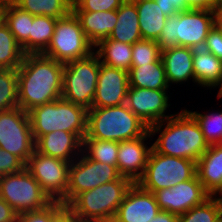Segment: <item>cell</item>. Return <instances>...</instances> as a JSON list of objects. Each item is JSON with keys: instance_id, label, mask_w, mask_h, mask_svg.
Listing matches in <instances>:
<instances>
[{"instance_id": "6da1fadb", "label": "cell", "mask_w": 222, "mask_h": 222, "mask_svg": "<svg viewBox=\"0 0 222 222\" xmlns=\"http://www.w3.org/2000/svg\"><path fill=\"white\" fill-rule=\"evenodd\" d=\"M64 63L40 54H25L17 69L18 107L28 112L61 98Z\"/></svg>"}, {"instance_id": "7a4b0ae2", "label": "cell", "mask_w": 222, "mask_h": 222, "mask_svg": "<svg viewBox=\"0 0 222 222\" xmlns=\"http://www.w3.org/2000/svg\"><path fill=\"white\" fill-rule=\"evenodd\" d=\"M149 133L151 137L160 134L151 146L155 152L166 156L197 162L209 148L198 122L187 109L149 126Z\"/></svg>"}, {"instance_id": "3957f363", "label": "cell", "mask_w": 222, "mask_h": 222, "mask_svg": "<svg viewBox=\"0 0 222 222\" xmlns=\"http://www.w3.org/2000/svg\"><path fill=\"white\" fill-rule=\"evenodd\" d=\"M132 184L121 176L78 194L66 207L79 222H112Z\"/></svg>"}, {"instance_id": "277c9868", "label": "cell", "mask_w": 222, "mask_h": 222, "mask_svg": "<svg viewBox=\"0 0 222 222\" xmlns=\"http://www.w3.org/2000/svg\"><path fill=\"white\" fill-rule=\"evenodd\" d=\"M148 131L149 126L124 104L89 109L84 138L121 142L144 136Z\"/></svg>"}, {"instance_id": "5b68a950", "label": "cell", "mask_w": 222, "mask_h": 222, "mask_svg": "<svg viewBox=\"0 0 222 222\" xmlns=\"http://www.w3.org/2000/svg\"><path fill=\"white\" fill-rule=\"evenodd\" d=\"M88 110L62 97L28 111L33 139L62 130L75 133L82 141L87 131Z\"/></svg>"}, {"instance_id": "8992f818", "label": "cell", "mask_w": 222, "mask_h": 222, "mask_svg": "<svg viewBox=\"0 0 222 222\" xmlns=\"http://www.w3.org/2000/svg\"><path fill=\"white\" fill-rule=\"evenodd\" d=\"M215 24L214 10H185L167 17L156 42L161 49L174 46L203 48L206 37Z\"/></svg>"}, {"instance_id": "52a82bcc", "label": "cell", "mask_w": 222, "mask_h": 222, "mask_svg": "<svg viewBox=\"0 0 222 222\" xmlns=\"http://www.w3.org/2000/svg\"><path fill=\"white\" fill-rule=\"evenodd\" d=\"M100 60L95 52L64 64L61 97L87 110L92 108Z\"/></svg>"}, {"instance_id": "ba28073f", "label": "cell", "mask_w": 222, "mask_h": 222, "mask_svg": "<svg viewBox=\"0 0 222 222\" xmlns=\"http://www.w3.org/2000/svg\"><path fill=\"white\" fill-rule=\"evenodd\" d=\"M196 162L159 154L151 149L143 176L137 184L149 192L171 188L196 176Z\"/></svg>"}, {"instance_id": "9c48e42d", "label": "cell", "mask_w": 222, "mask_h": 222, "mask_svg": "<svg viewBox=\"0 0 222 222\" xmlns=\"http://www.w3.org/2000/svg\"><path fill=\"white\" fill-rule=\"evenodd\" d=\"M92 52L94 45L87 39L78 18L71 11L57 19L52 40L42 54L65 64L85 58Z\"/></svg>"}, {"instance_id": "30bf717a", "label": "cell", "mask_w": 222, "mask_h": 222, "mask_svg": "<svg viewBox=\"0 0 222 222\" xmlns=\"http://www.w3.org/2000/svg\"><path fill=\"white\" fill-rule=\"evenodd\" d=\"M0 196L17 215L41 210L53 202L26 168L0 177Z\"/></svg>"}, {"instance_id": "8fae6325", "label": "cell", "mask_w": 222, "mask_h": 222, "mask_svg": "<svg viewBox=\"0 0 222 222\" xmlns=\"http://www.w3.org/2000/svg\"><path fill=\"white\" fill-rule=\"evenodd\" d=\"M0 148L25 164L35 150L28 112L20 107L0 112Z\"/></svg>"}, {"instance_id": "7c38bea8", "label": "cell", "mask_w": 222, "mask_h": 222, "mask_svg": "<svg viewBox=\"0 0 222 222\" xmlns=\"http://www.w3.org/2000/svg\"><path fill=\"white\" fill-rule=\"evenodd\" d=\"M70 165V162L34 150L25 168L52 201H60L65 205Z\"/></svg>"}, {"instance_id": "4fadbf2b", "label": "cell", "mask_w": 222, "mask_h": 222, "mask_svg": "<svg viewBox=\"0 0 222 222\" xmlns=\"http://www.w3.org/2000/svg\"><path fill=\"white\" fill-rule=\"evenodd\" d=\"M120 177L117 166L94 161L82 151L81 155L71 162L70 165L65 206L78 194L99 185L118 180Z\"/></svg>"}, {"instance_id": "5bb4252c", "label": "cell", "mask_w": 222, "mask_h": 222, "mask_svg": "<svg viewBox=\"0 0 222 222\" xmlns=\"http://www.w3.org/2000/svg\"><path fill=\"white\" fill-rule=\"evenodd\" d=\"M153 194L160 210L176 215L184 214L210 197L197 175L174 187L155 191Z\"/></svg>"}, {"instance_id": "9a60e30c", "label": "cell", "mask_w": 222, "mask_h": 222, "mask_svg": "<svg viewBox=\"0 0 222 222\" xmlns=\"http://www.w3.org/2000/svg\"><path fill=\"white\" fill-rule=\"evenodd\" d=\"M167 90L129 87L127 91V107L148 126L164 121L174 114L166 115L169 104Z\"/></svg>"}, {"instance_id": "2e32d148", "label": "cell", "mask_w": 222, "mask_h": 222, "mask_svg": "<svg viewBox=\"0 0 222 222\" xmlns=\"http://www.w3.org/2000/svg\"><path fill=\"white\" fill-rule=\"evenodd\" d=\"M129 72L100 63V71L92 108L126 104Z\"/></svg>"}, {"instance_id": "e0dca14e", "label": "cell", "mask_w": 222, "mask_h": 222, "mask_svg": "<svg viewBox=\"0 0 222 222\" xmlns=\"http://www.w3.org/2000/svg\"><path fill=\"white\" fill-rule=\"evenodd\" d=\"M159 211L154 194L133 183L112 222H151Z\"/></svg>"}, {"instance_id": "ac0fdd59", "label": "cell", "mask_w": 222, "mask_h": 222, "mask_svg": "<svg viewBox=\"0 0 222 222\" xmlns=\"http://www.w3.org/2000/svg\"><path fill=\"white\" fill-rule=\"evenodd\" d=\"M152 137L149 131L141 137L119 142L117 169L122 177L130 179L133 183L143 176L148 156L152 146L145 141Z\"/></svg>"}, {"instance_id": "d6986e66", "label": "cell", "mask_w": 222, "mask_h": 222, "mask_svg": "<svg viewBox=\"0 0 222 222\" xmlns=\"http://www.w3.org/2000/svg\"><path fill=\"white\" fill-rule=\"evenodd\" d=\"M83 141L75 134L62 130L41 136L35 142V150L54 158L73 162L82 153Z\"/></svg>"}, {"instance_id": "ffe728a7", "label": "cell", "mask_w": 222, "mask_h": 222, "mask_svg": "<svg viewBox=\"0 0 222 222\" xmlns=\"http://www.w3.org/2000/svg\"><path fill=\"white\" fill-rule=\"evenodd\" d=\"M168 85L182 84L189 79L195 83L193 71V48L174 46L161 51Z\"/></svg>"}, {"instance_id": "44dd1931", "label": "cell", "mask_w": 222, "mask_h": 222, "mask_svg": "<svg viewBox=\"0 0 222 222\" xmlns=\"http://www.w3.org/2000/svg\"><path fill=\"white\" fill-rule=\"evenodd\" d=\"M78 18L87 39L95 46L108 38L117 23V10L87 12L72 11Z\"/></svg>"}, {"instance_id": "7402d4cb", "label": "cell", "mask_w": 222, "mask_h": 222, "mask_svg": "<svg viewBox=\"0 0 222 222\" xmlns=\"http://www.w3.org/2000/svg\"><path fill=\"white\" fill-rule=\"evenodd\" d=\"M195 84L203 88H221L222 61L204 48L193 49Z\"/></svg>"}, {"instance_id": "603a6c76", "label": "cell", "mask_w": 222, "mask_h": 222, "mask_svg": "<svg viewBox=\"0 0 222 222\" xmlns=\"http://www.w3.org/2000/svg\"><path fill=\"white\" fill-rule=\"evenodd\" d=\"M196 175L211 195L222 183V144L210 145L196 162Z\"/></svg>"}, {"instance_id": "cb8c5ba5", "label": "cell", "mask_w": 222, "mask_h": 222, "mask_svg": "<svg viewBox=\"0 0 222 222\" xmlns=\"http://www.w3.org/2000/svg\"><path fill=\"white\" fill-rule=\"evenodd\" d=\"M138 19L135 2L125 0L117 9V23L108 38L132 45L141 40Z\"/></svg>"}, {"instance_id": "d4e9b609", "label": "cell", "mask_w": 222, "mask_h": 222, "mask_svg": "<svg viewBox=\"0 0 222 222\" xmlns=\"http://www.w3.org/2000/svg\"><path fill=\"white\" fill-rule=\"evenodd\" d=\"M136 4L142 39L157 41L167 16L155 0H133Z\"/></svg>"}, {"instance_id": "484cf974", "label": "cell", "mask_w": 222, "mask_h": 222, "mask_svg": "<svg viewBox=\"0 0 222 222\" xmlns=\"http://www.w3.org/2000/svg\"><path fill=\"white\" fill-rule=\"evenodd\" d=\"M129 87L168 90L165 67L160 58L155 63L131 66L129 71Z\"/></svg>"}, {"instance_id": "4316f807", "label": "cell", "mask_w": 222, "mask_h": 222, "mask_svg": "<svg viewBox=\"0 0 222 222\" xmlns=\"http://www.w3.org/2000/svg\"><path fill=\"white\" fill-rule=\"evenodd\" d=\"M100 63L110 67L130 71L132 62V44L105 38L94 46Z\"/></svg>"}, {"instance_id": "83f0119b", "label": "cell", "mask_w": 222, "mask_h": 222, "mask_svg": "<svg viewBox=\"0 0 222 222\" xmlns=\"http://www.w3.org/2000/svg\"><path fill=\"white\" fill-rule=\"evenodd\" d=\"M34 16L12 3L6 1L3 13V21L8 26L16 41L21 45L25 54H29V34Z\"/></svg>"}, {"instance_id": "f1b7e54d", "label": "cell", "mask_w": 222, "mask_h": 222, "mask_svg": "<svg viewBox=\"0 0 222 222\" xmlns=\"http://www.w3.org/2000/svg\"><path fill=\"white\" fill-rule=\"evenodd\" d=\"M20 9L33 16L45 15L55 19L67 16L72 11L71 0H10Z\"/></svg>"}, {"instance_id": "f546056e", "label": "cell", "mask_w": 222, "mask_h": 222, "mask_svg": "<svg viewBox=\"0 0 222 222\" xmlns=\"http://www.w3.org/2000/svg\"><path fill=\"white\" fill-rule=\"evenodd\" d=\"M57 19L45 15L34 16L29 34V54L43 53L49 46Z\"/></svg>"}, {"instance_id": "4dcf8cb0", "label": "cell", "mask_w": 222, "mask_h": 222, "mask_svg": "<svg viewBox=\"0 0 222 222\" xmlns=\"http://www.w3.org/2000/svg\"><path fill=\"white\" fill-rule=\"evenodd\" d=\"M25 53L4 21L0 23V69H18Z\"/></svg>"}, {"instance_id": "1f68e13d", "label": "cell", "mask_w": 222, "mask_h": 222, "mask_svg": "<svg viewBox=\"0 0 222 222\" xmlns=\"http://www.w3.org/2000/svg\"><path fill=\"white\" fill-rule=\"evenodd\" d=\"M119 142L84 138L82 151L92 160L117 166Z\"/></svg>"}, {"instance_id": "d6a6232c", "label": "cell", "mask_w": 222, "mask_h": 222, "mask_svg": "<svg viewBox=\"0 0 222 222\" xmlns=\"http://www.w3.org/2000/svg\"><path fill=\"white\" fill-rule=\"evenodd\" d=\"M198 122L208 145L222 144V111L198 113L187 110ZM208 113V114H207Z\"/></svg>"}, {"instance_id": "836d02e7", "label": "cell", "mask_w": 222, "mask_h": 222, "mask_svg": "<svg viewBox=\"0 0 222 222\" xmlns=\"http://www.w3.org/2000/svg\"><path fill=\"white\" fill-rule=\"evenodd\" d=\"M18 107L17 69H0V112Z\"/></svg>"}, {"instance_id": "e575fe53", "label": "cell", "mask_w": 222, "mask_h": 222, "mask_svg": "<svg viewBox=\"0 0 222 222\" xmlns=\"http://www.w3.org/2000/svg\"><path fill=\"white\" fill-rule=\"evenodd\" d=\"M221 216V203L210 196L202 204L178 215V222H217Z\"/></svg>"}, {"instance_id": "d590c367", "label": "cell", "mask_w": 222, "mask_h": 222, "mask_svg": "<svg viewBox=\"0 0 222 222\" xmlns=\"http://www.w3.org/2000/svg\"><path fill=\"white\" fill-rule=\"evenodd\" d=\"M161 51L155 40L141 39L132 45L131 66L155 63L161 58Z\"/></svg>"}, {"instance_id": "8d00e7d4", "label": "cell", "mask_w": 222, "mask_h": 222, "mask_svg": "<svg viewBox=\"0 0 222 222\" xmlns=\"http://www.w3.org/2000/svg\"><path fill=\"white\" fill-rule=\"evenodd\" d=\"M66 206L53 201L47 207L18 215L17 222H51Z\"/></svg>"}, {"instance_id": "74e56055", "label": "cell", "mask_w": 222, "mask_h": 222, "mask_svg": "<svg viewBox=\"0 0 222 222\" xmlns=\"http://www.w3.org/2000/svg\"><path fill=\"white\" fill-rule=\"evenodd\" d=\"M125 0H76L72 11L99 12L117 10Z\"/></svg>"}, {"instance_id": "f35d334b", "label": "cell", "mask_w": 222, "mask_h": 222, "mask_svg": "<svg viewBox=\"0 0 222 222\" xmlns=\"http://www.w3.org/2000/svg\"><path fill=\"white\" fill-rule=\"evenodd\" d=\"M25 165L19 157L0 148V177L18 173Z\"/></svg>"}, {"instance_id": "ab89813d", "label": "cell", "mask_w": 222, "mask_h": 222, "mask_svg": "<svg viewBox=\"0 0 222 222\" xmlns=\"http://www.w3.org/2000/svg\"><path fill=\"white\" fill-rule=\"evenodd\" d=\"M203 48L222 61V29L216 24L209 31Z\"/></svg>"}, {"instance_id": "60d3db41", "label": "cell", "mask_w": 222, "mask_h": 222, "mask_svg": "<svg viewBox=\"0 0 222 222\" xmlns=\"http://www.w3.org/2000/svg\"><path fill=\"white\" fill-rule=\"evenodd\" d=\"M167 17L189 10L185 0H155Z\"/></svg>"}, {"instance_id": "b9f144b4", "label": "cell", "mask_w": 222, "mask_h": 222, "mask_svg": "<svg viewBox=\"0 0 222 222\" xmlns=\"http://www.w3.org/2000/svg\"><path fill=\"white\" fill-rule=\"evenodd\" d=\"M17 219L13 208L0 196V222H17Z\"/></svg>"}, {"instance_id": "7bdbcfd3", "label": "cell", "mask_w": 222, "mask_h": 222, "mask_svg": "<svg viewBox=\"0 0 222 222\" xmlns=\"http://www.w3.org/2000/svg\"><path fill=\"white\" fill-rule=\"evenodd\" d=\"M190 9L215 10L218 0H185Z\"/></svg>"}, {"instance_id": "ee69618b", "label": "cell", "mask_w": 222, "mask_h": 222, "mask_svg": "<svg viewBox=\"0 0 222 222\" xmlns=\"http://www.w3.org/2000/svg\"><path fill=\"white\" fill-rule=\"evenodd\" d=\"M51 222H79L73 213L65 207Z\"/></svg>"}, {"instance_id": "f6af8a7d", "label": "cell", "mask_w": 222, "mask_h": 222, "mask_svg": "<svg viewBox=\"0 0 222 222\" xmlns=\"http://www.w3.org/2000/svg\"><path fill=\"white\" fill-rule=\"evenodd\" d=\"M151 222H178V215L160 210Z\"/></svg>"}, {"instance_id": "bcb514c9", "label": "cell", "mask_w": 222, "mask_h": 222, "mask_svg": "<svg viewBox=\"0 0 222 222\" xmlns=\"http://www.w3.org/2000/svg\"><path fill=\"white\" fill-rule=\"evenodd\" d=\"M214 11L216 25L222 29V2H217Z\"/></svg>"}, {"instance_id": "7dc6e473", "label": "cell", "mask_w": 222, "mask_h": 222, "mask_svg": "<svg viewBox=\"0 0 222 222\" xmlns=\"http://www.w3.org/2000/svg\"><path fill=\"white\" fill-rule=\"evenodd\" d=\"M210 196L212 198L216 199L217 201H219L220 203L222 202V183L219 185V187Z\"/></svg>"}, {"instance_id": "c3c4849f", "label": "cell", "mask_w": 222, "mask_h": 222, "mask_svg": "<svg viewBox=\"0 0 222 222\" xmlns=\"http://www.w3.org/2000/svg\"><path fill=\"white\" fill-rule=\"evenodd\" d=\"M7 0H0V23L3 21L4 7Z\"/></svg>"}, {"instance_id": "681fc988", "label": "cell", "mask_w": 222, "mask_h": 222, "mask_svg": "<svg viewBox=\"0 0 222 222\" xmlns=\"http://www.w3.org/2000/svg\"><path fill=\"white\" fill-rule=\"evenodd\" d=\"M217 98L219 99H221L222 98V86H221V88L219 89V91H218V93H217Z\"/></svg>"}, {"instance_id": "f907efd6", "label": "cell", "mask_w": 222, "mask_h": 222, "mask_svg": "<svg viewBox=\"0 0 222 222\" xmlns=\"http://www.w3.org/2000/svg\"><path fill=\"white\" fill-rule=\"evenodd\" d=\"M217 222H222V216H221V218Z\"/></svg>"}]
</instances>
